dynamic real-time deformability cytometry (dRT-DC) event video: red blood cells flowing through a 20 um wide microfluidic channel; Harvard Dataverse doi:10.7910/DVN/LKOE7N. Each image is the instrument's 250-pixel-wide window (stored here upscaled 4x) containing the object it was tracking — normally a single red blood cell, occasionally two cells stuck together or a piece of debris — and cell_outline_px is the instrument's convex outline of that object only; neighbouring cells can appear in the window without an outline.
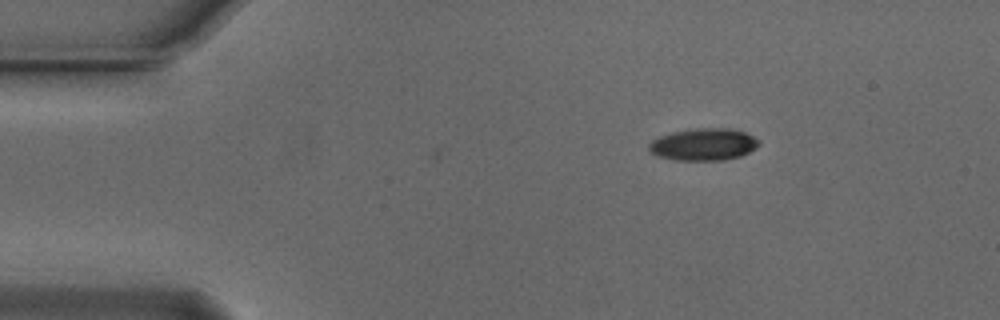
{"species": "Egyptian fruit bat (a non-hibernating species)", "species_latin": "Rousettus aegyptiacus", "temperature_condition": "cold", "stored_images_in_passage": 6, "camera_frame_rate_fps": 3000, "um_per_image_px": 0.085, "animal": {"sex": "male"}, "frame": {"image": 1, "passage_image": 6, "time_ms": 1.667, "image_size_px": [1000, 320], "cell_outline_px": [[760, 144], [756, 148], [740, 156], [724, 160], [672, 160], [660, 156], [652, 152], [648, 148], [648, 144], [652, 140], [660, 136], [672, 132], [696, 128], [732, 128], [744, 132], [760, 140]], "centroid_in_image_um": [59.82, 12.27], "position_along_channel_um": 25.2, "area_um2": 20.58}}